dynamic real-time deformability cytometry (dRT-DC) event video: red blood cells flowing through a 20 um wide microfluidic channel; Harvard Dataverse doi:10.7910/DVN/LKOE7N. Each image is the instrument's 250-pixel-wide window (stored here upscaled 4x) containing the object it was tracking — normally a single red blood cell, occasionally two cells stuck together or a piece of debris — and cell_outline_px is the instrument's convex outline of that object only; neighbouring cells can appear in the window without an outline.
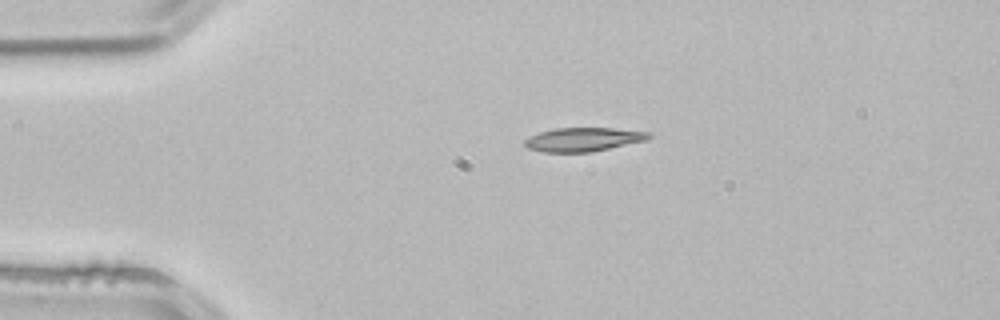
{"species": "common noctule bat (a hibernating species)", "species_latin": "Nyctalus noctula", "temperature_condition": "room temperature", "stored_images_in_passage": 2, "camera_frame_rate_fps": 3000, "um_per_image_px": 0.085, "animal": {"sex": "male", "body_mass_g": 21.5, "forearm_length_mm": 52.0}, "frame": {"image": 1, "passage_image": 1, "time_ms": 0.0, "image_size_px": [1000, 320], "cell_outline_px": [[652, 136], [648, 140], [592, 152], [544, 152], [528, 148], [524, 144], [524, 140], [528, 136], [540, 132], [556, 128], [612, 128], [652, 132]], "centroid_in_image_um": [49.61, 11.85], "position_along_channel_um": 35.4, "area_um2": 17.34}}